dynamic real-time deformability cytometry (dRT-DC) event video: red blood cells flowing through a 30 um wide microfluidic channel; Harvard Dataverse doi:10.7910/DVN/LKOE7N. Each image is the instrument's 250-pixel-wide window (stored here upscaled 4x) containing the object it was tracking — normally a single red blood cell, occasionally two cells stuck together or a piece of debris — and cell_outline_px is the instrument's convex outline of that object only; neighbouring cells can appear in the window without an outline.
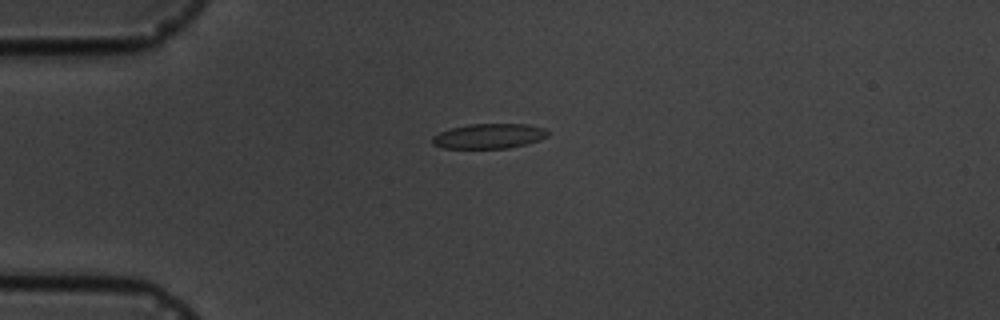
{"species": "common noctule bat (a hibernating species)", "species_latin": "Nyctalus noctula", "temperature_condition": "cold", "stored_images_in_passage": 4, "camera_frame_rate_fps": 3000, "um_per_image_px": 0.085, "animal": {"sex": "male", "body_mass_g": 19.5, "forearm_length_mm": 54.6}, "frame": {"image": 1, "passage_image": 1, "time_ms": 0.0, "image_size_px": [1000, 320], "cell_outline_px": [[548, 136], [540, 140], [508, 148], [444, 148], [432, 144], [432, 136], [440, 132], [452, 128], [472, 124], [528, 124], [544, 128], [548, 132]], "centroid_in_image_um": [41.57, 11.57], "position_along_channel_um": 43.4, "area_um2": 16.65}}
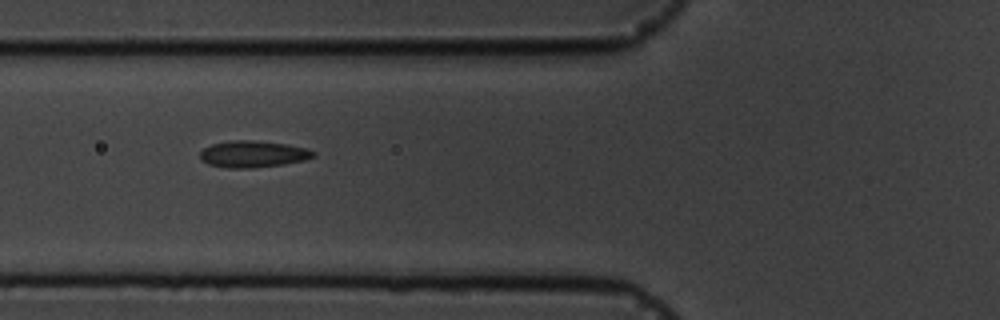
{"frame": {"image": 2, "passage_image": 3, "time_ms": 2.333, "image_size_px": [1000, 320], "cell_outline_px": [[316, 156], [304, 160], [284, 164], [252, 168], [228, 168], [208, 164], [200, 160], [200, 152], [204, 148], [212, 144], [228, 140], [252, 140], [288, 144], [308, 148], [316, 152]], "centroid_in_image_um": [21.52, 13.09], "position_along_channel_um": 104.3, "area_um2": 17.8}}
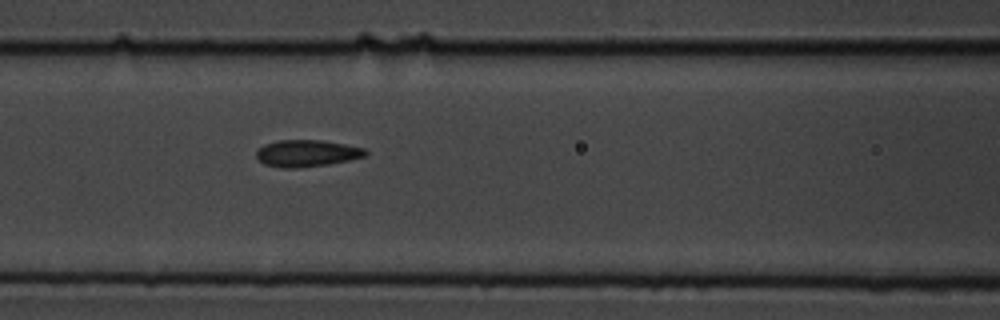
{"frame": {"image": 3, "passage_image": 4, "time_ms": 3.333, "image_size_px": [1000, 320], "cell_outline_px": [[368, 152], [364, 156], [348, 160], [328, 164], [296, 168], [284, 168], [264, 164], [256, 156], [256, 152], [264, 144], [280, 140], [320, 140], [344, 144], [364, 148]], "centroid_in_image_um": [26.06, 13.03], "position_along_channel_um": 140.5, "area_um2": 16.82}}